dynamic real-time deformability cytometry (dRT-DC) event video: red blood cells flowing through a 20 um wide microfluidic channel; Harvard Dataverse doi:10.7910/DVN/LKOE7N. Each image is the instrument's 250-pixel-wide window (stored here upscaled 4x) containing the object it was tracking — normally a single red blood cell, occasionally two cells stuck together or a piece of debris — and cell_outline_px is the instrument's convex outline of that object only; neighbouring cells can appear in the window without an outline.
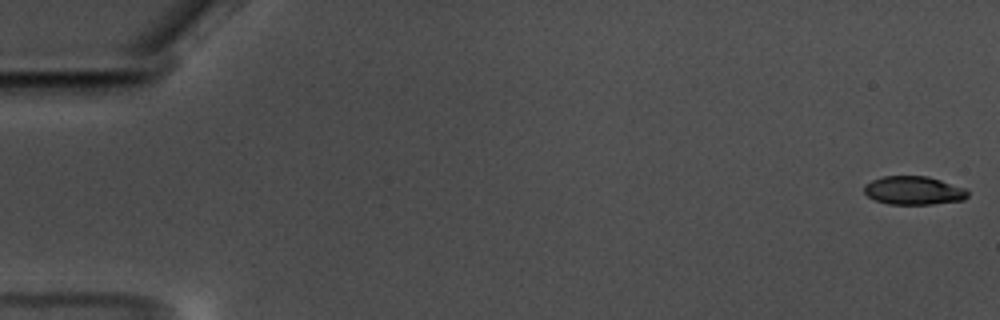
{"species": "common noctule bat (a hibernating species)", "species_latin": "Nyctalus noctula", "temperature_condition": "warm", "stored_images_in_passage": 58, "camera_frame_rate_fps": 3000, "um_per_image_px": 0.085, "animal": {"sex": "male", "body_mass_g": 17.5, "forearm_length_mm": 52.3}, "frame": {"image": 1, "passage_image": 1, "time_ms": 0.0, "image_size_px": [1000, 320], "cell_outline_px": [[968, 196], [964, 200], [932, 204], [888, 204], [876, 200], [868, 196], [864, 192], [864, 184], [872, 180], [884, 176], [928, 176], [968, 188]], "centroid_in_image_um": [77.7, 16.18], "position_along_channel_um": 7.3, "area_um2": 17.34}}
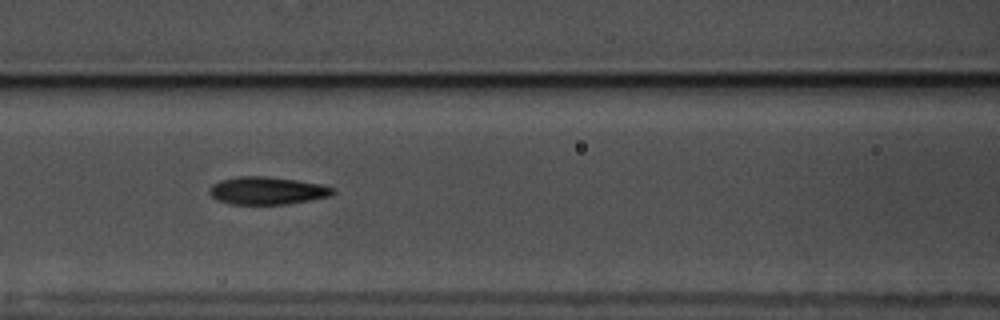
{"frame": {"image": 2, "passage_image": 26, "time_ms": 8.333, "image_size_px": [1000, 320], "cell_outline_px": [[336, 192], [332, 196], [284, 204], [232, 204], [216, 200], [208, 192], [212, 184], [220, 180], [236, 176], [268, 176], [296, 180], [320, 184], [336, 188]], "centroid_in_image_um": [22.71, 16.19], "position_along_channel_um": 143.9, "area_um2": 20.0}}
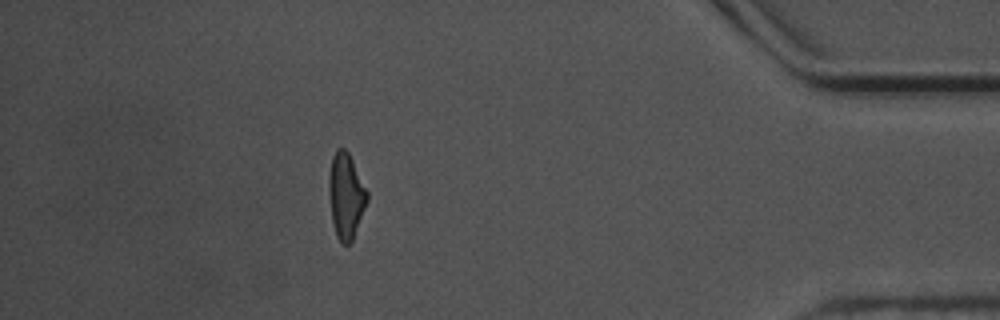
{"frame": {"image": 3, "passage_image": 52, "time_ms": 17.0, "image_size_px": [1000, 320], "cell_outline_px": [[368, 200], [352, 240], [348, 244], [344, 244], [336, 236], [332, 224], [328, 188], [328, 176], [332, 156], [336, 148], [344, 148], [348, 152], [368, 192]], "centroid_in_image_um": [29.38, 16.62], "position_along_channel_um": 405.8, "area_um2": 19.02}, "authors_computed_cell_mechanics": {"area_um2": 19.3052, "velocity_mm_per_s": 3.5492, "shape_relaxation_time_tau1_ms": 4.3299, "shape_relaxation_time_tau2_ms": 2.406, "deformation_change_tau1": 0.1672, "deformation_change_tau2": 0.106}}